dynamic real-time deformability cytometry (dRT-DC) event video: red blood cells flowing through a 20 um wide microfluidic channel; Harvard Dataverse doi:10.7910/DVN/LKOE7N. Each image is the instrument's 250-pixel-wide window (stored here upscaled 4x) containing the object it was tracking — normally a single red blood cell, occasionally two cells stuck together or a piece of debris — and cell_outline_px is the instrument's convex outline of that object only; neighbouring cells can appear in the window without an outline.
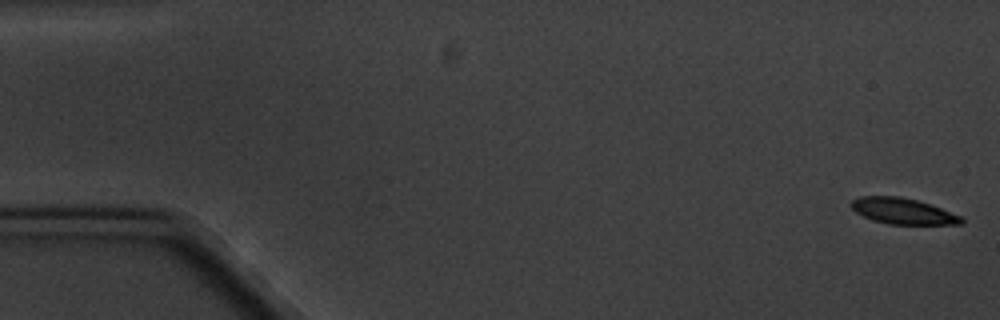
{"species": "common noctule bat (a hibernating species)", "species_latin": "Nyctalus noctula", "temperature_condition": "cold", "stored_images_in_passage": 7, "camera_frame_rate_fps": 3000, "um_per_image_px": 0.085, "animal": {"sex": "male", "body_mass_g": 20.1, "forearm_length_mm": 53.5}, "frame": {"image": 1, "passage_image": 1, "time_ms": 0.0, "image_size_px": [1000, 320], "cell_outline_px": [[964, 224], [888, 224], [872, 220], [856, 212], [848, 204], [852, 200], [860, 196], [900, 196], [916, 200], [940, 208], [960, 216], [964, 220]], "centroid_in_image_um": [76.7, 17.94], "position_along_channel_um": 8.3, "area_um2": 16.53}}
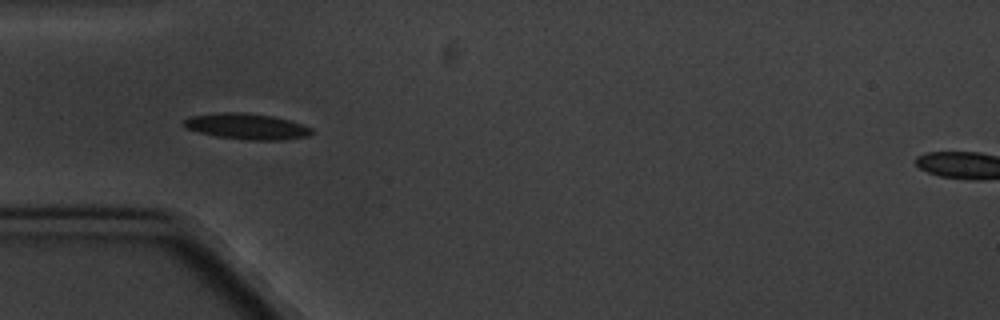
{"frame": {"image": 2, "passage_image": 5, "time_ms": 5.667, "image_size_px": [1000, 320], "cell_outline_px": [[316, 132], [308, 136], [280, 140], [248, 140], [216, 136], [184, 128], [180, 124], [184, 120], [192, 116], [224, 112], [240, 112], [272, 116], [288, 120], [312, 128]], "centroid_in_image_um": [20.97, 10.75], "position_along_channel_um": 64.0, "area_um2": 19.19}}